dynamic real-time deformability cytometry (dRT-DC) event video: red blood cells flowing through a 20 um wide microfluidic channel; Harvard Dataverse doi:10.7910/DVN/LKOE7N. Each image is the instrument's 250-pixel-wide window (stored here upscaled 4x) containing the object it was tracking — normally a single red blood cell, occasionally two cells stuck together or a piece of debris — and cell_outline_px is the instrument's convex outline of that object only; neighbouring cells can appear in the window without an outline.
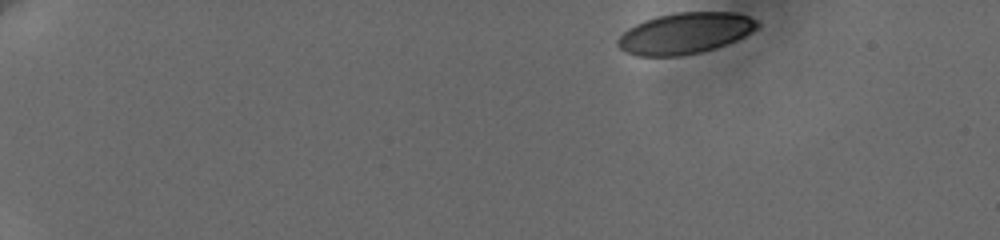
{"species": "human", "species_latin": "Homo sapiens", "temperature_condition": "cold", "stored_images_in_passage": 40, "camera_frame_rate_fps": 3000, "um_per_image_px": 0.085, "donor": {"sex": "female"}, "frame": {"image": 1, "passage_image": 1, "time_ms": 0.0, "image_size_px": [1000, 240], "cell_outline_px": [[760, 24], [756, 28], [744, 36], [736, 40], [716, 48], [700, 52], [680, 56], [636, 56], [624, 52], [616, 44], [616, 40], [628, 28], [644, 20], [656, 16], [676, 12], [732, 12], [748, 16], [756, 20]], "centroid_in_image_um": [58.19, 2.83], "position_along_channel_um": 26.8, "area_um2": 33.47}}
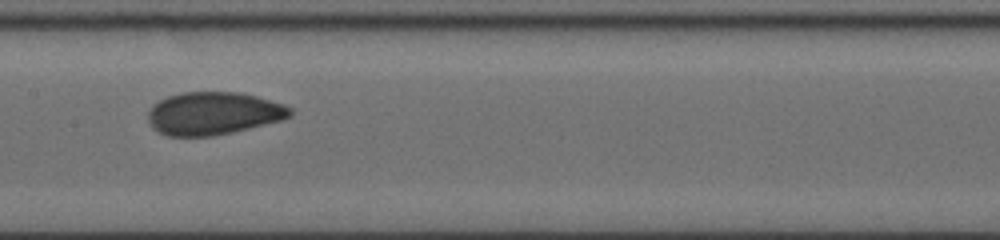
{"frame": {"image": 2, "passage_image": 23, "time_ms": 8.0, "image_size_px": [1000, 240], "cell_outline_px": [[292, 116], [280, 120], [232, 132], [212, 136], [168, 136], [152, 128], [148, 120], [148, 112], [152, 104], [168, 96], [184, 92], [240, 92], [256, 96], [284, 104], [292, 108]], "centroid_in_image_um": [18.12, 9.63], "position_along_channel_um": 189.3, "area_um2": 35.37}}
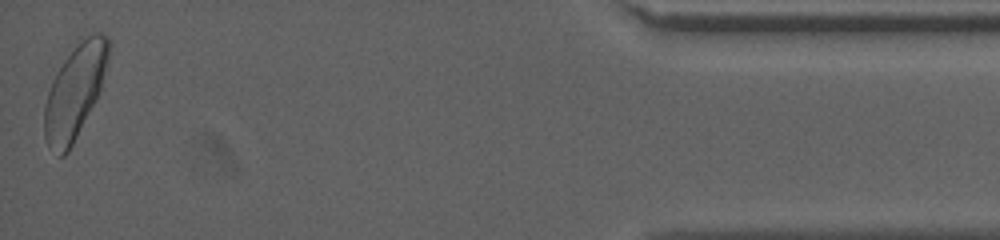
{"frame": {"image": 3, "passage_image": 40, "time_ms": 16.333, "image_size_px": [1000, 240], "cell_outline_px": [[112, 44], [108, 60], [100, 88], [96, 100], [68, 152], [64, 156], [60, 156], [48, 144], [44, 136], [44, 104], [52, 80], [76, 36], [96, 32], [104, 32], [108, 36]], "centroid_in_image_um": [6.38, 7.63], "position_along_channel_um": 428.8, "area_um2": 35.72}, "authors_computed_cell_mechanics": {"area_um2": 34.7956, "velocity_mm_per_s": 3.6698, "shape_relaxation_time_tau1_ms": 4.9141, "shape_relaxation_time_tau2_ms": 0.849, "deformation_change_tau1": 0.1093, "deformation_change_tau2": 0.0539}}